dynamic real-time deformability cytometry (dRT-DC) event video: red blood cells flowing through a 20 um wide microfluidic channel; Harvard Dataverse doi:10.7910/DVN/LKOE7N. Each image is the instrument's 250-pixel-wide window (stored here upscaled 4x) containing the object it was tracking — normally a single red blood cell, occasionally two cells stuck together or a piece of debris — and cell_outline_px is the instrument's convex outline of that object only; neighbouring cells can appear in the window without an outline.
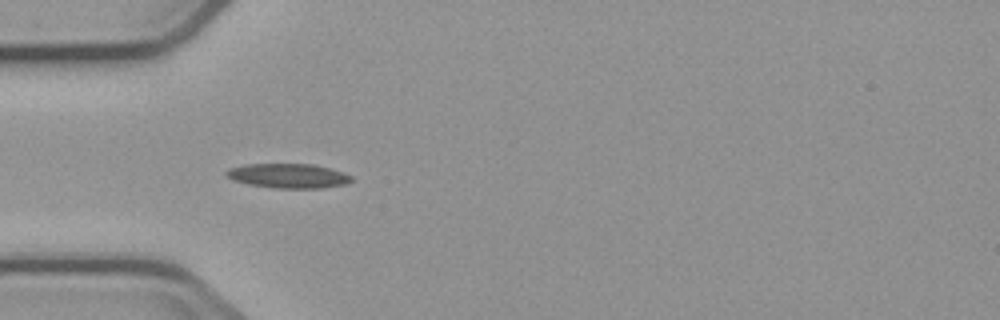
{"species": "common noctule bat (a hibernating species)", "species_latin": "Nyctalus noctula", "temperature_condition": "cold", "stored_images_in_passage": 6, "camera_frame_rate_fps": 3000, "um_per_image_px": 0.085, "animal": {"sex": "male", "body_mass_g": 23.1, "forearm_length_mm": 52.7}, "frame": {"image": 1, "passage_image": 3, "time_ms": 2.667, "image_size_px": [1000, 320], "cell_outline_px": [[352, 180], [344, 184], [320, 188], [272, 188], [232, 180], [224, 176], [224, 172], [228, 168], [244, 164], [316, 164], [344, 172], [352, 176]], "centroid_in_image_um": [24.47, 14.93], "position_along_channel_um": 60.5, "area_um2": 17.98}}
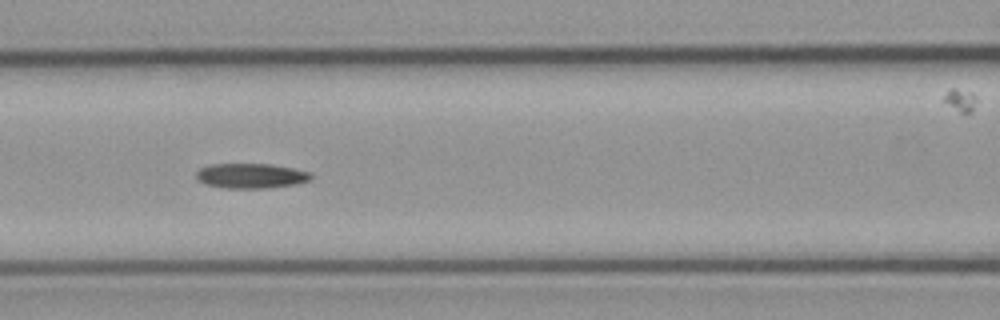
{"frame": {"image": 2, "passage_image": 5, "time_ms": 5.0, "image_size_px": [1000, 320], "cell_outline_px": [[312, 180], [296, 184], [264, 188], [224, 188], [208, 184], [200, 180], [196, 176], [196, 172], [200, 168], [212, 164], [272, 164], [292, 168], [308, 172], [312, 176]], "centroid_in_image_um": [21.35, 14.94], "position_along_channel_um": 145.2, "area_um2": 16.47}}
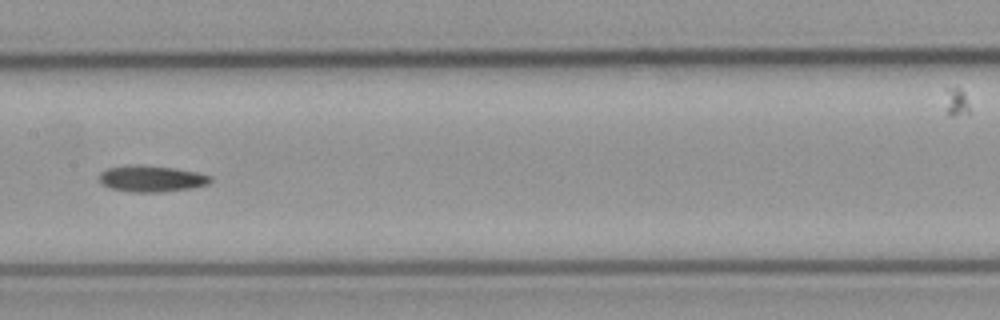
{"frame": {"image": 3, "passage_image": 6, "time_ms": 6.333, "image_size_px": [1000, 320], "cell_outline_px": [[212, 180], [208, 184], [192, 188], [164, 192], [132, 192], [112, 188], [104, 184], [100, 180], [100, 172], [108, 168], [136, 164], [140, 164], [172, 168], [196, 172], [212, 176]], "centroid_in_image_um": [12.91, 15.19], "position_along_channel_um": 194.5, "area_um2": 16.94}}